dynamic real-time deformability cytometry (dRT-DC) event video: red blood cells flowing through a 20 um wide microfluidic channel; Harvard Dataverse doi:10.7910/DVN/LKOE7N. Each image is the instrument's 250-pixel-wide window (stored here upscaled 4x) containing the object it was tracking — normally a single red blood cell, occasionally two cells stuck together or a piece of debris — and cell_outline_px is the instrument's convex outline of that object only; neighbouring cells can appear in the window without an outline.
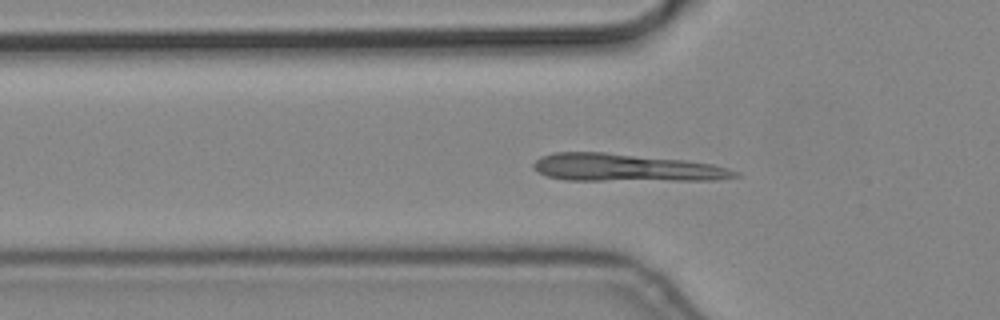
{"species": "common noctule bat (a hibernating species)", "species_latin": "Nyctalus noctula", "temperature_condition": "cold", "stored_images_in_passage": 50, "camera_frame_rate_fps": 3000, "um_per_image_px": 0.085, "animal": {"sex": "male", "body_mass_g": 19.2, "forearm_length_mm": 51.8}, "frame": {"image": 1, "passage_image": 18, "time_ms": 5.667, "image_size_px": [1000, 320], "cell_outline_px": [[740, 176], [716, 180], [564, 180], [544, 176], [536, 172], [532, 168], [532, 164], [540, 156], [552, 152], [604, 152], [684, 160], [712, 164], [728, 168], [740, 172]], "centroid_in_image_um": [53.15, 14.25], "position_along_channel_um": 72.7, "area_um2": 32.66}}
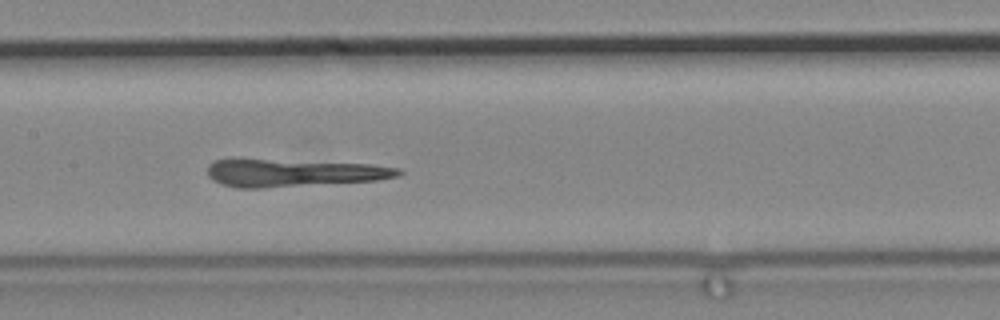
{"frame": {"image": 2, "passage_image": 27, "time_ms": 8.667, "image_size_px": [1000, 320], "cell_outline_px": [[404, 172], [400, 176], [376, 180], [264, 188], [236, 188], [220, 184], [212, 180], [208, 176], [208, 164], [212, 160], [232, 156], [236, 156], [368, 164], [400, 168]], "centroid_in_image_um": [24.79, 14.65], "position_along_channel_um": 182.6, "area_um2": 32.08}}
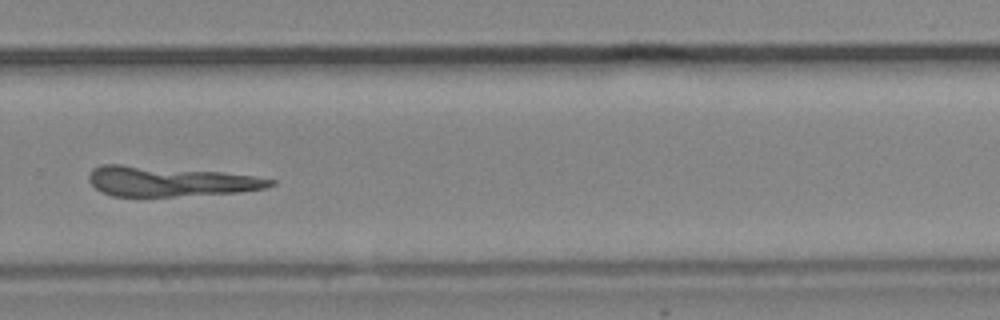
{"frame": {"image": 3, "passage_image": 38, "time_ms": 12.333, "image_size_px": [1000, 320], "cell_outline_px": [[276, 184], [264, 188], [240, 192], [172, 196], [112, 196], [100, 192], [88, 180], [88, 176], [92, 168], [100, 164], [120, 164], [224, 172], [256, 176], [276, 180]], "centroid_in_image_um": [14.42, 15.4], "position_along_channel_um": 315.4, "area_um2": 31.85}}